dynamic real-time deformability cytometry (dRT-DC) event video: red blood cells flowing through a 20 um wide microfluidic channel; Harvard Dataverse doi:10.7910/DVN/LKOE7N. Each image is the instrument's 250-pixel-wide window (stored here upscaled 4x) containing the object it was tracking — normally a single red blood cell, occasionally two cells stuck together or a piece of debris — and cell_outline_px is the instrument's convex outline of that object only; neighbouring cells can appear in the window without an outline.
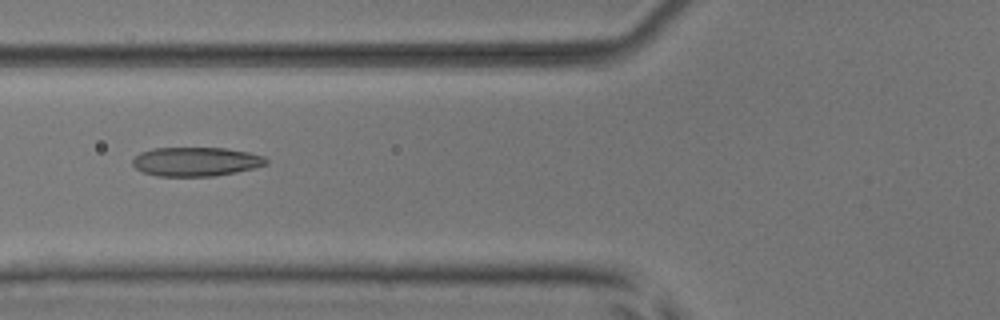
{"species": "common noctule bat (a hibernating species)", "species_latin": "Nyctalus noctula", "temperature_condition": "room temperature", "stored_images_in_passage": 6, "camera_frame_rate_fps": 3000, "um_per_image_px": 0.085, "animal": {"sex": "male", "body_mass_g": 17.9, "forearm_length_mm": 54.2}, "frame": {"image": 1, "passage_image": 6, "time_ms": 6.0, "image_size_px": [1000, 320], "cell_outline_px": [[268, 164], [236, 172], [212, 176], [156, 176], [144, 172], [136, 168], [132, 164], [132, 160], [140, 152], [152, 148], [224, 148], [248, 152], [264, 156], [268, 160]], "centroid_in_image_um": [16.64, 13.73], "position_along_channel_um": 109.2, "area_um2": 22.54}}